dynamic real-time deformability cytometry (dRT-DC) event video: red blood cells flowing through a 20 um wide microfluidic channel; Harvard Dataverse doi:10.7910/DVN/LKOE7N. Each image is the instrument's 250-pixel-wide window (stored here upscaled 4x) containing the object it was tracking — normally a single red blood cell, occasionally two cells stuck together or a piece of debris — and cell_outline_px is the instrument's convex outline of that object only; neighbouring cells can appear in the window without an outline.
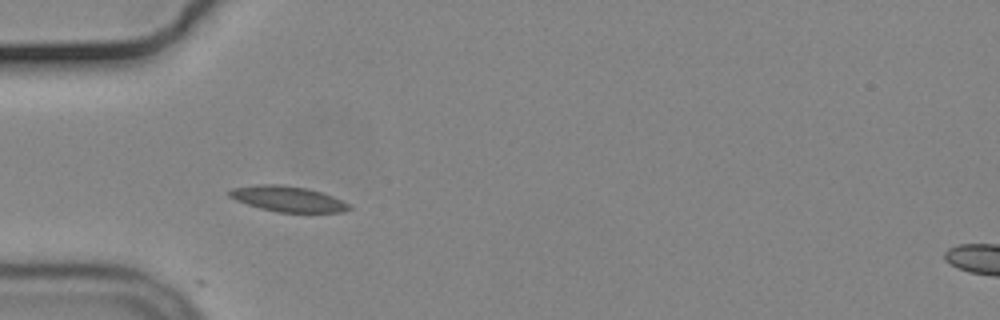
{"species": "common noctule bat (a hibernating species)", "species_latin": "Nyctalus noctula", "temperature_condition": "cold", "stored_images_in_passage": 13, "camera_frame_rate_fps": 3000, "um_per_image_px": 0.085, "animal": {"sex": "male", "body_mass_g": 19.2, "forearm_length_mm": 51.8}, "frame": {"image": 1, "passage_image": 6, "time_ms": 1.667, "image_size_px": [1000, 320], "cell_outline_px": [[352, 208], [344, 212], [276, 212], [260, 208], [236, 200], [228, 196], [228, 192], [232, 188], [256, 184], [280, 184], [308, 188], [332, 196], [348, 204]], "centroid_in_image_um": [24.43, 16.9], "position_along_channel_um": 60.6, "area_um2": 17.74}}
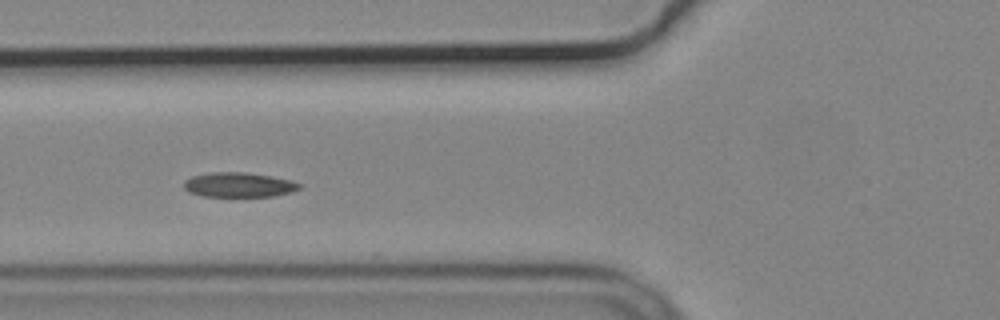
{"frame": {"image": 2, "passage_image": 10, "time_ms": 3.0, "image_size_px": [1000, 320], "cell_outline_px": [[300, 188], [292, 192], [272, 196], [204, 196], [188, 192], [184, 188], [184, 180], [192, 176], [212, 172], [244, 172], [272, 176], [292, 180], [300, 184]], "centroid_in_image_um": [20.29, 15.7], "position_along_channel_um": 105.5, "area_um2": 16.59}}